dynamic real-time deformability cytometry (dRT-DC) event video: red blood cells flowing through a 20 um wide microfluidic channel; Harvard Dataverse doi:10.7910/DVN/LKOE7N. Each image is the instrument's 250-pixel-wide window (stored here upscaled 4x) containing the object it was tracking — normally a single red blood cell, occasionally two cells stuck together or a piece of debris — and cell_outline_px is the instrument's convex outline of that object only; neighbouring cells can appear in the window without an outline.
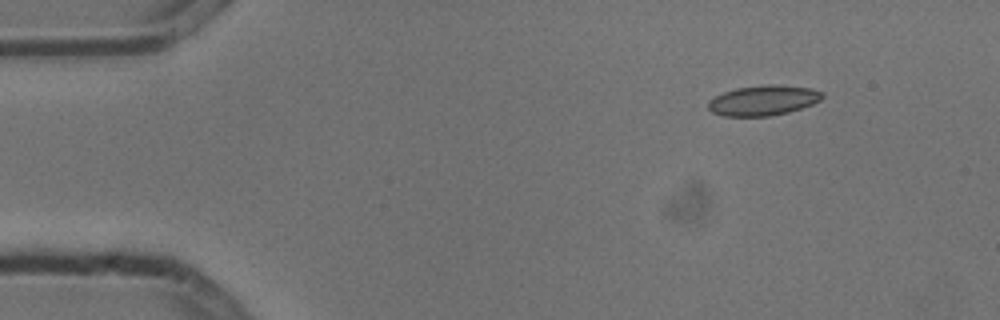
{"species": "common noctule bat (a hibernating species)", "species_latin": "Nyctalus noctula", "temperature_condition": "cold", "stored_images_in_passage": 9, "camera_frame_rate_fps": 3000, "um_per_image_px": 0.085, "animal": {"sex": "male", "body_mass_g": 13.3}, "frame": {"image": 1, "passage_image": 1, "time_ms": 0.0, "image_size_px": [1000, 320], "cell_outline_px": [[824, 96], [820, 100], [812, 104], [788, 112], [768, 116], [724, 116], [712, 112], [708, 108], [708, 100], [724, 92], [736, 88], [764, 84], [772, 84], [812, 88], [824, 92]], "centroid_in_image_um": [64.88, 8.52], "position_along_channel_um": 20.1, "area_um2": 20.06}}
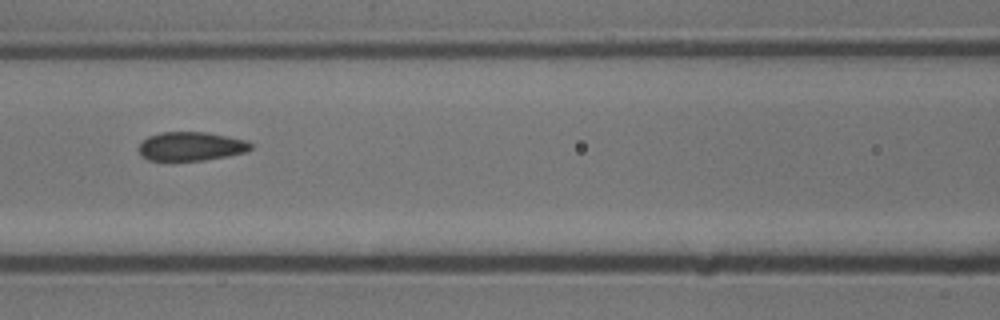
{"frame": {"image": 2, "passage_image": 6, "time_ms": 1.667, "image_size_px": [1000, 320], "cell_outline_px": [[252, 148], [244, 152], [204, 160], [148, 160], [140, 156], [140, 144], [148, 136], [160, 132], [204, 132], [228, 136], [248, 140], [252, 144]], "centroid_in_image_um": [16.23, 12.43], "position_along_channel_um": 150.4, "area_um2": 18.67}}
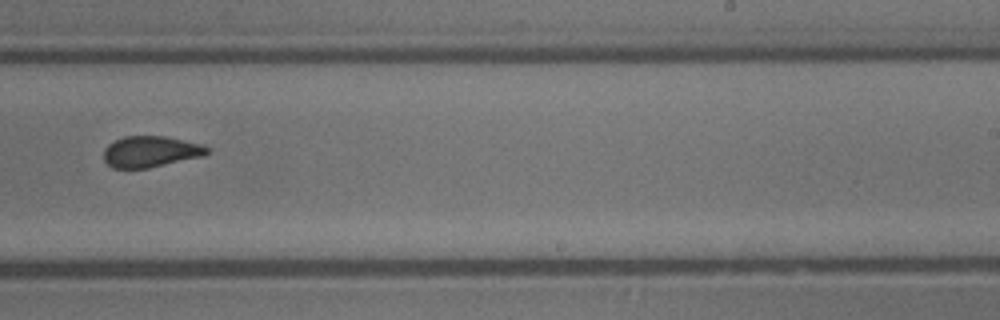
{"frame": {"image": 3, "passage_image": 9, "time_ms": 2.667, "image_size_px": [1000, 320], "cell_outline_px": [[208, 152], [204, 156], [148, 168], [112, 168], [104, 160], [104, 148], [108, 144], [124, 136], [164, 136], [204, 144], [208, 148]], "centroid_in_image_um": [12.81, 12.88], "position_along_channel_um": 276.2, "area_um2": 18.79}}